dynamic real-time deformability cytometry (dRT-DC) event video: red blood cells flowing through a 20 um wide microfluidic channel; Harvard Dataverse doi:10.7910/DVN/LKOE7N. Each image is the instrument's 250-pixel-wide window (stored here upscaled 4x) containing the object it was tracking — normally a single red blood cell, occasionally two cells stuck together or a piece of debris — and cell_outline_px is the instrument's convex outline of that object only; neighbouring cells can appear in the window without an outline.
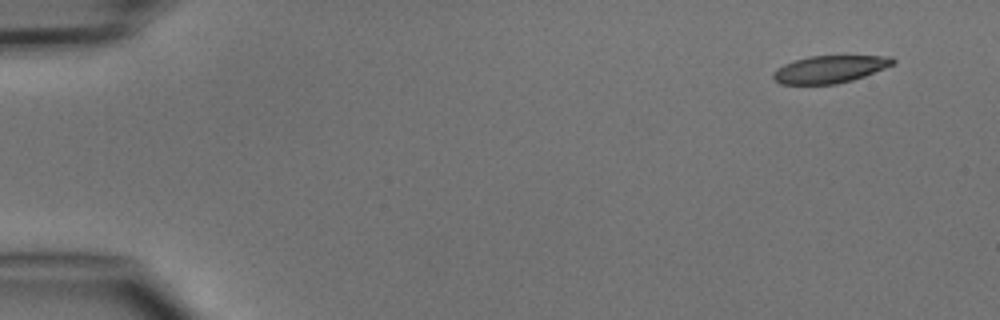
{"species": "common noctule bat (a hibernating species)", "species_latin": "Nyctalus noctula", "temperature_condition": "cold", "stored_images_in_passage": 5, "segment_of_instrument_passage": [1, 2], "camera_frame_rate_fps": 3000, "um_per_image_px": 0.085, "animal": {"sex": "male", "body_mass_g": 15.6}, "frame": {"image": 1, "passage_image": 1, "time_ms": 0.0, "image_size_px": [1000, 320], "cell_outline_px": [[896, 64], [864, 76], [852, 80], [836, 84], [780, 84], [772, 76], [772, 72], [776, 68], [784, 64], [796, 60], [812, 56], [892, 56], [896, 60]], "centroid_in_image_um": [70.55, 5.88], "position_along_channel_um": 14.4, "area_um2": 19.07}}
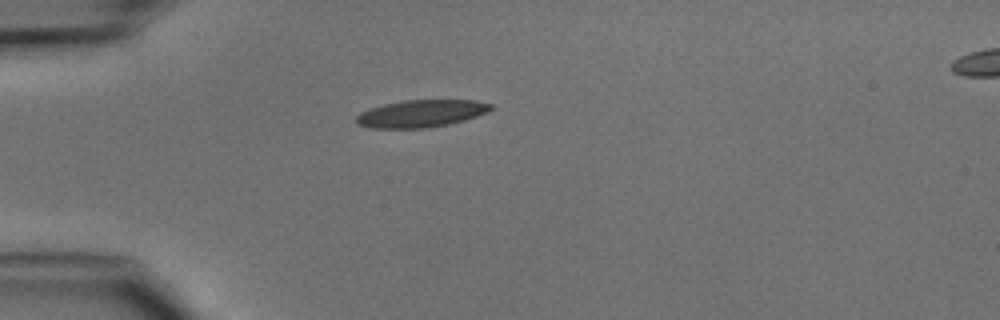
{"frame": {"image": 2, "passage_image": 4, "time_ms": 3.333, "image_size_px": [1000, 320], "cell_outline_px": [[492, 108], [488, 112], [464, 120], [448, 124], [424, 128], [372, 128], [356, 124], [356, 116], [360, 112], [368, 108], [384, 104], [404, 100], [476, 100], [492, 104]], "centroid_in_image_um": [35.77, 9.64], "position_along_channel_um": 49.2, "area_um2": 21.44}}